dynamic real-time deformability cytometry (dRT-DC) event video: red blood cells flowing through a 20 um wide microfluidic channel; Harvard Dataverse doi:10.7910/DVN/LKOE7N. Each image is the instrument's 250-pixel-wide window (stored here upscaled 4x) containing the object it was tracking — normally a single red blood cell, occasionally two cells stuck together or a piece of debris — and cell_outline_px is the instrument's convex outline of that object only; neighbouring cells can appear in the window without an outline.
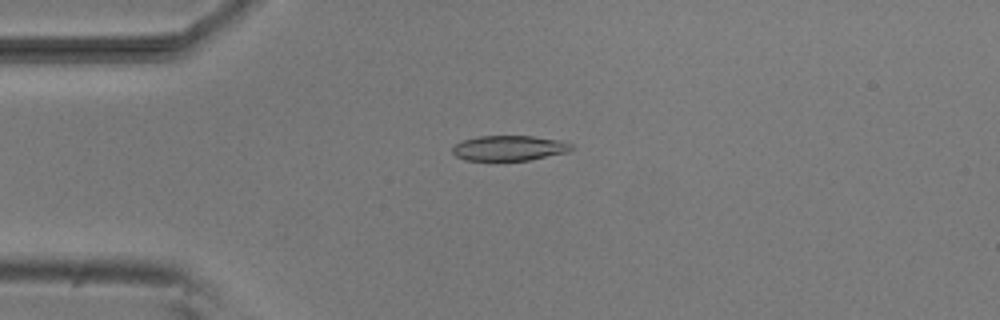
{"species": "common noctule bat (a hibernating species)", "species_latin": "Nyctalus noctula", "temperature_condition": "room temperature", "stored_images_in_passage": 50, "camera_frame_rate_fps": 3000, "um_per_image_px": 0.085, "animal": {"sex": "male", "body_mass_g": 20.5, "forearm_length_mm": 52.5}, "frame": {"image": 1, "passage_image": 10, "time_ms": 3.0, "image_size_px": [1000, 320], "cell_outline_px": [[576, 148], [568, 152], [528, 160], [464, 160], [456, 156], [452, 152], [452, 148], [456, 144], [464, 140], [480, 136], [532, 136], [560, 140], [572, 144]], "centroid_in_image_um": [43.31, 12.58], "position_along_channel_um": 41.7, "area_um2": 17.4}}
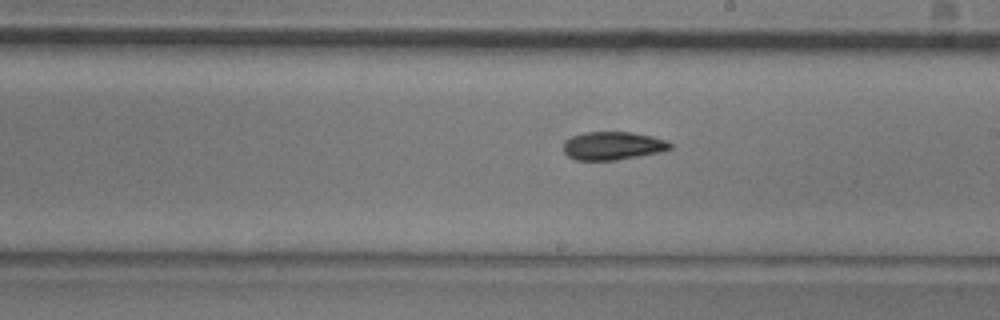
{"frame": {"image": 2, "passage_image": 27, "time_ms": 8.667, "image_size_px": [1000, 320], "cell_outline_px": [[672, 148], [660, 152], [616, 160], [576, 160], [568, 156], [564, 152], [564, 140], [572, 136], [584, 132], [632, 132], [652, 136], [668, 140], [672, 144]], "centroid_in_image_um": [52.1, 12.38], "position_along_channel_um": 236.9, "area_um2": 17.63}}
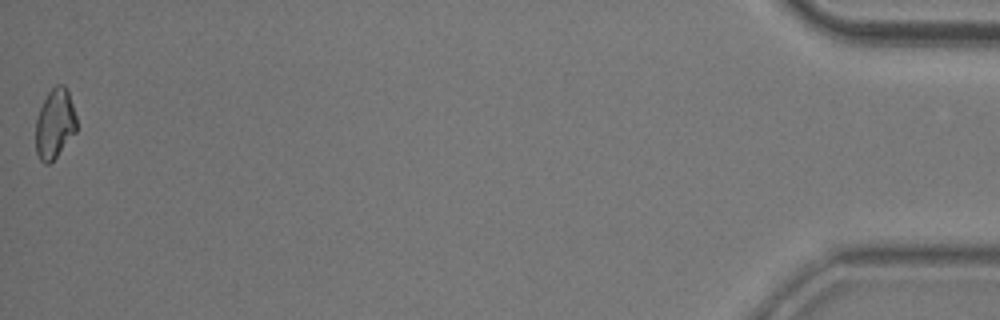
{"frame": {"image": 3, "passage_image": 50, "time_ms": 16.333, "image_size_px": [1000, 320], "cell_outline_px": [[76, 132], [56, 156], [48, 164], [44, 164], [40, 160], [36, 152], [36, 120], [40, 108], [48, 92], [56, 84], [64, 84], [68, 92], [76, 116]], "centroid_in_image_um": [4.65, 10.51], "position_along_channel_um": 430.5, "area_um2": 16.42}, "authors_computed_cell_mechanics": {"area_um2": 17.6579, "velocity_mm_per_s": 3.8089, "shape_relaxation_time_tau1_ms": 6.2017, "shape_relaxation_time_tau2_ms": 9.4607, "deformation_change_tau1": 0.1366, "deformation_change_tau2": 0.162}}